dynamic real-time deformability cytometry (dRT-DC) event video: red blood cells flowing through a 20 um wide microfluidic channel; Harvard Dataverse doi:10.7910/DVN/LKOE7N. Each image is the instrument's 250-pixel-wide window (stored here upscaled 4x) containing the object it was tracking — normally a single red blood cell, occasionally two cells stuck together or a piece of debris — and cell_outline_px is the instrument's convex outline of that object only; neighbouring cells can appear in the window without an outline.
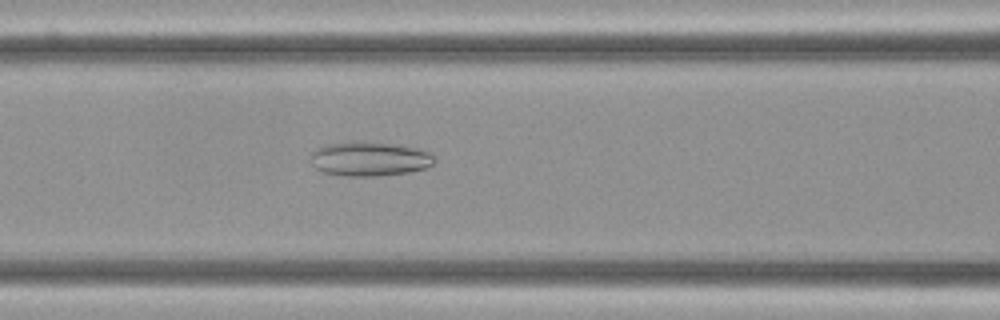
{"species": "Egyptian fruit bat (a non-hibernating species)", "species_latin": "Rousettus aegyptiacus", "temperature_condition": "cold", "stored_images_in_passage": 3, "camera_frame_rate_fps": 3000, "um_per_image_px": 0.085, "frame": {"image": 1, "passage_image": 3, "time_ms": 0.667, "image_size_px": [1000, 320], "cell_outline_px": [[436, 160], [432, 164], [424, 168], [408, 172], [376, 176], [348, 176], [324, 172], [316, 168], [312, 164], [308, 156], [316, 148], [328, 144], [352, 140], [356, 140], [388, 144], [416, 148], [428, 152]], "centroid_in_image_um": [31.34, 13.49], "position_along_channel_um": 135.3, "area_um2": 24.68}}